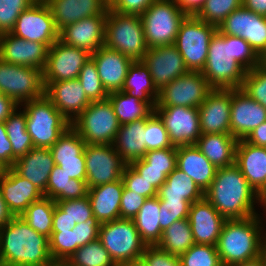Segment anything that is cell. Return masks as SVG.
<instances>
[{
	"label": "cell",
	"instance_id": "836d02e7",
	"mask_svg": "<svg viewBox=\"0 0 266 266\" xmlns=\"http://www.w3.org/2000/svg\"><path fill=\"white\" fill-rule=\"evenodd\" d=\"M121 91L147 103L153 110L156 107L159 91L153 83L150 71L143 61H134L128 69Z\"/></svg>",
	"mask_w": 266,
	"mask_h": 266
},
{
	"label": "cell",
	"instance_id": "d6986e66",
	"mask_svg": "<svg viewBox=\"0 0 266 266\" xmlns=\"http://www.w3.org/2000/svg\"><path fill=\"white\" fill-rule=\"evenodd\" d=\"M232 89H212L198 107L201 134L230 133Z\"/></svg>",
	"mask_w": 266,
	"mask_h": 266
},
{
	"label": "cell",
	"instance_id": "ffe728a7",
	"mask_svg": "<svg viewBox=\"0 0 266 266\" xmlns=\"http://www.w3.org/2000/svg\"><path fill=\"white\" fill-rule=\"evenodd\" d=\"M266 121V108L253 100L241 88L232 89L230 133L236 139H245Z\"/></svg>",
	"mask_w": 266,
	"mask_h": 266
},
{
	"label": "cell",
	"instance_id": "5bb4252c",
	"mask_svg": "<svg viewBox=\"0 0 266 266\" xmlns=\"http://www.w3.org/2000/svg\"><path fill=\"white\" fill-rule=\"evenodd\" d=\"M211 90L201 71H188L159 91L156 106L198 108Z\"/></svg>",
	"mask_w": 266,
	"mask_h": 266
},
{
	"label": "cell",
	"instance_id": "f5cc1de1",
	"mask_svg": "<svg viewBox=\"0 0 266 266\" xmlns=\"http://www.w3.org/2000/svg\"><path fill=\"white\" fill-rule=\"evenodd\" d=\"M191 203L187 200H160L159 224L163 232L173 222L187 219Z\"/></svg>",
	"mask_w": 266,
	"mask_h": 266
},
{
	"label": "cell",
	"instance_id": "52a82bcc",
	"mask_svg": "<svg viewBox=\"0 0 266 266\" xmlns=\"http://www.w3.org/2000/svg\"><path fill=\"white\" fill-rule=\"evenodd\" d=\"M186 17L174 0H155L140 15L148 48L174 44Z\"/></svg>",
	"mask_w": 266,
	"mask_h": 266
},
{
	"label": "cell",
	"instance_id": "4dcf8cb0",
	"mask_svg": "<svg viewBox=\"0 0 266 266\" xmlns=\"http://www.w3.org/2000/svg\"><path fill=\"white\" fill-rule=\"evenodd\" d=\"M176 167L187 174L203 192L211 185L217 170L195 145L177 147Z\"/></svg>",
	"mask_w": 266,
	"mask_h": 266
},
{
	"label": "cell",
	"instance_id": "e575fe53",
	"mask_svg": "<svg viewBox=\"0 0 266 266\" xmlns=\"http://www.w3.org/2000/svg\"><path fill=\"white\" fill-rule=\"evenodd\" d=\"M160 200H187L191 204L204 198V192L182 170L177 167L167 176L158 189Z\"/></svg>",
	"mask_w": 266,
	"mask_h": 266
},
{
	"label": "cell",
	"instance_id": "11a10c76",
	"mask_svg": "<svg viewBox=\"0 0 266 266\" xmlns=\"http://www.w3.org/2000/svg\"><path fill=\"white\" fill-rule=\"evenodd\" d=\"M55 202L56 205L66 213L67 217L72 221V223L77 224L85 222L87 219L94 216L88 196L81 199Z\"/></svg>",
	"mask_w": 266,
	"mask_h": 266
},
{
	"label": "cell",
	"instance_id": "ac0fdd59",
	"mask_svg": "<svg viewBox=\"0 0 266 266\" xmlns=\"http://www.w3.org/2000/svg\"><path fill=\"white\" fill-rule=\"evenodd\" d=\"M142 61L158 91L189 71L174 44L148 48Z\"/></svg>",
	"mask_w": 266,
	"mask_h": 266
},
{
	"label": "cell",
	"instance_id": "d6a6232c",
	"mask_svg": "<svg viewBox=\"0 0 266 266\" xmlns=\"http://www.w3.org/2000/svg\"><path fill=\"white\" fill-rule=\"evenodd\" d=\"M145 141V119H139L120 125L113 147L122 159L130 164L145 156L147 152Z\"/></svg>",
	"mask_w": 266,
	"mask_h": 266
},
{
	"label": "cell",
	"instance_id": "83f0119b",
	"mask_svg": "<svg viewBox=\"0 0 266 266\" xmlns=\"http://www.w3.org/2000/svg\"><path fill=\"white\" fill-rule=\"evenodd\" d=\"M235 165L257 193L266 186V147L238 140Z\"/></svg>",
	"mask_w": 266,
	"mask_h": 266
},
{
	"label": "cell",
	"instance_id": "ab89813d",
	"mask_svg": "<svg viewBox=\"0 0 266 266\" xmlns=\"http://www.w3.org/2000/svg\"><path fill=\"white\" fill-rule=\"evenodd\" d=\"M195 244L187 219L173 222L163 233L157 246L172 255L180 256Z\"/></svg>",
	"mask_w": 266,
	"mask_h": 266
},
{
	"label": "cell",
	"instance_id": "8992f818",
	"mask_svg": "<svg viewBox=\"0 0 266 266\" xmlns=\"http://www.w3.org/2000/svg\"><path fill=\"white\" fill-rule=\"evenodd\" d=\"M98 239L117 266L140 260L147 246L142 241L133 219L118 218L102 223Z\"/></svg>",
	"mask_w": 266,
	"mask_h": 266
},
{
	"label": "cell",
	"instance_id": "b9fcfbb0",
	"mask_svg": "<svg viewBox=\"0 0 266 266\" xmlns=\"http://www.w3.org/2000/svg\"><path fill=\"white\" fill-rule=\"evenodd\" d=\"M260 64L263 66H266V50L264 53L260 56Z\"/></svg>",
	"mask_w": 266,
	"mask_h": 266
},
{
	"label": "cell",
	"instance_id": "ee69618b",
	"mask_svg": "<svg viewBox=\"0 0 266 266\" xmlns=\"http://www.w3.org/2000/svg\"><path fill=\"white\" fill-rule=\"evenodd\" d=\"M225 46L226 57L235 60L246 71L260 64V57L243 38L225 35Z\"/></svg>",
	"mask_w": 266,
	"mask_h": 266
},
{
	"label": "cell",
	"instance_id": "6125c7cd",
	"mask_svg": "<svg viewBox=\"0 0 266 266\" xmlns=\"http://www.w3.org/2000/svg\"><path fill=\"white\" fill-rule=\"evenodd\" d=\"M130 165L138 172V174L146 179L157 190L165 183L167 176L165 169L145 168V159L135 160Z\"/></svg>",
	"mask_w": 266,
	"mask_h": 266
},
{
	"label": "cell",
	"instance_id": "cb8c5ba5",
	"mask_svg": "<svg viewBox=\"0 0 266 266\" xmlns=\"http://www.w3.org/2000/svg\"><path fill=\"white\" fill-rule=\"evenodd\" d=\"M188 220L195 244L216 246L226 219L205 198L190 205Z\"/></svg>",
	"mask_w": 266,
	"mask_h": 266
},
{
	"label": "cell",
	"instance_id": "db71d44e",
	"mask_svg": "<svg viewBox=\"0 0 266 266\" xmlns=\"http://www.w3.org/2000/svg\"><path fill=\"white\" fill-rule=\"evenodd\" d=\"M145 168L165 169L168 176L177 165V148L150 150L145 153Z\"/></svg>",
	"mask_w": 266,
	"mask_h": 266
},
{
	"label": "cell",
	"instance_id": "7bdbcfd3",
	"mask_svg": "<svg viewBox=\"0 0 266 266\" xmlns=\"http://www.w3.org/2000/svg\"><path fill=\"white\" fill-rule=\"evenodd\" d=\"M85 146L81 136L70 126L50 148L54 164H60V160L78 159Z\"/></svg>",
	"mask_w": 266,
	"mask_h": 266
},
{
	"label": "cell",
	"instance_id": "7a4b0ae2",
	"mask_svg": "<svg viewBox=\"0 0 266 266\" xmlns=\"http://www.w3.org/2000/svg\"><path fill=\"white\" fill-rule=\"evenodd\" d=\"M49 238L36 232L20 216L0 229V265L51 266Z\"/></svg>",
	"mask_w": 266,
	"mask_h": 266
},
{
	"label": "cell",
	"instance_id": "2644e50d",
	"mask_svg": "<svg viewBox=\"0 0 266 266\" xmlns=\"http://www.w3.org/2000/svg\"><path fill=\"white\" fill-rule=\"evenodd\" d=\"M243 6L256 14L266 16V0H243Z\"/></svg>",
	"mask_w": 266,
	"mask_h": 266
},
{
	"label": "cell",
	"instance_id": "9c48e42d",
	"mask_svg": "<svg viewBox=\"0 0 266 266\" xmlns=\"http://www.w3.org/2000/svg\"><path fill=\"white\" fill-rule=\"evenodd\" d=\"M217 27L196 16H187L181 23L174 45L189 71H202L208 56L209 42Z\"/></svg>",
	"mask_w": 266,
	"mask_h": 266
},
{
	"label": "cell",
	"instance_id": "8c879c8a",
	"mask_svg": "<svg viewBox=\"0 0 266 266\" xmlns=\"http://www.w3.org/2000/svg\"><path fill=\"white\" fill-rule=\"evenodd\" d=\"M14 216L12 213L9 211L2 193L0 191V229L7 223L9 222Z\"/></svg>",
	"mask_w": 266,
	"mask_h": 266
},
{
	"label": "cell",
	"instance_id": "b9f144b4",
	"mask_svg": "<svg viewBox=\"0 0 266 266\" xmlns=\"http://www.w3.org/2000/svg\"><path fill=\"white\" fill-rule=\"evenodd\" d=\"M64 264L66 266H117L99 239L79 247Z\"/></svg>",
	"mask_w": 266,
	"mask_h": 266
},
{
	"label": "cell",
	"instance_id": "979ff035",
	"mask_svg": "<svg viewBox=\"0 0 266 266\" xmlns=\"http://www.w3.org/2000/svg\"><path fill=\"white\" fill-rule=\"evenodd\" d=\"M264 235H265V248L264 249L266 250V233Z\"/></svg>",
	"mask_w": 266,
	"mask_h": 266
},
{
	"label": "cell",
	"instance_id": "d4e9b609",
	"mask_svg": "<svg viewBox=\"0 0 266 266\" xmlns=\"http://www.w3.org/2000/svg\"><path fill=\"white\" fill-rule=\"evenodd\" d=\"M96 65L101 82L108 93L121 91L129 67L134 62L117 50L101 46L90 57Z\"/></svg>",
	"mask_w": 266,
	"mask_h": 266
},
{
	"label": "cell",
	"instance_id": "4fadbf2b",
	"mask_svg": "<svg viewBox=\"0 0 266 266\" xmlns=\"http://www.w3.org/2000/svg\"><path fill=\"white\" fill-rule=\"evenodd\" d=\"M84 154L88 189L122 178L127 163L113 144H86Z\"/></svg>",
	"mask_w": 266,
	"mask_h": 266
},
{
	"label": "cell",
	"instance_id": "a7ac6f4b",
	"mask_svg": "<svg viewBox=\"0 0 266 266\" xmlns=\"http://www.w3.org/2000/svg\"><path fill=\"white\" fill-rule=\"evenodd\" d=\"M19 106L13 99L0 93V121L4 122Z\"/></svg>",
	"mask_w": 266,
	"mask_h": 266
},
{
	"label": "cell",
	"instance_id": "3957f363",
	"mask_svg": "<svg viewBox=\"0 0 266 266\" xmlns=\"http://www.w3.org/2000/svg\"><path fill=\"white\" fill-rule=\"evenodd\" d=\"M259 215L243 219H226L216 249L225 266L255 259L263 254L265 235Z\"/></svg>",
	"mask_w": 266,
	"mask_h": 266
},
{
	"label": "cell",
	"instance_id": "003e7915",
	"mask_svg": "<svg viewBox=\"0 0 266 266\" xmlns=\"http://www.w3.org/2000/svg\"><path fill=\"white\" fill-rule=\"evenodd\" d=\"M75 225L76 223H72V221L67 217L66 213L57 205H55L52 230H70L73 229Z\"/></svg>",
	"mask_w": 266,
	"mask_h": 266
},
{
	"label": "cell",
	"instance_id": "bcb514c9",
	"mask_svg": "<svg viewBox=\"0 0 266 266\" xmlns=\"http://www.w3.org/2000/svg\"><path fill=\"white\" fill-rule=\"evenodd\" d=\"M242 5L243 0H206L196 17L218 28L230 13Z\"/></svg>",
	"mask_w": 266,
	"mask_h": 266
},
{
	"label": "cell",
	"instance_id": "34e18365",
	"mask_svg": "<svg viewBox=\"0 0 266 266\" xmlns=\"http://www.w3.org/2000/svg\"><path fill=\"white\" fill-rule=\"evenodd\" d=\"M119 266H147V265L144 263L142 259H140L132 262L123 263Z\"/></svg>",
	"mask_w": 266,
	"mask_h": 266
},
{
	"label": "cell",
	"instance_id": "60d3db41",
	"mask_svg": "<svg viewBox=\"0 0 266 266\" xmlns=\"http://www.w3.org/2000/svg\"><path fill=\"white\" fill-rule=\"evenodd\" d=\"M55 205L56 202L53 199L44 196L40 200L32 202L20 217L36 232L50 238Z\"/></svg>",
	"mask_w": 266,
	"mask_h": 266
},
{
	"label": "cell",
	"instance_id": "c3c4849f",
	"mask_svg": "<svg viewBox=\"0 0 266 266\" xmlns=\"http://www.w3.org/2000/svg\"><path fill=\"white\" fill-rule=\"evenodd\" d=\"M181 266H221L216 246L194 244L179 256Z\"/></svg>",
	"mask_w": 266,
	"mask_h": 266
},
{
	"label": "cell",
	"instance_id": "09005b40",
	"mask_svg": "<svg viewBox=\"0 0 266 266\" xmlns=\"http://www.w3.org/2000/svg\"><path fill=\"white\" fill-rule=\"evenodd\" d=\"M51 266H66L64 263H53Z\"/></svg>",
	"mask_w": 266,
	"mask_h": 266
},
{
	"label": "cell",
	"instance_id": "74e56055",
	"mask_svg": "<svg viewBox=\"0 0 266 266\" xmlns=\"http://www.w3.org/2000/svg\"><path fill=\"white\" fill-rule=\"evenodd\" d=\"M108 99L120 124L148 118L154 110L145 102L135 98L125 91L109 93Z\"/></svg>",
	"mask_w": 266,
	"mask_h": 266
},
{
	"label": "cell",
	"instance_id": "603a6c76",
	"mask_svg": "<svg viewBox=\"0 0 266 266\" xmlns=\"http://www.w3.org/2000/svg\"><path fill=\"white\" fill-rule=\"evenodd\" d=\"M106 17L107 15H96L72 23L59 32V40L92 54L104 46Z\"/></svg>",
	"mask_w": 266,
	"mask_h": 266
},
{
	"label": "cell",
	"instance_id": "2a66077c",
	"mask_svg": "<svg viewBox=\"0 0 266 266\" xmlns=\"http://www.w3.org/2000/svg\"><path fill=\"white\" fill-rule=\"evenodd\" d=\"M8 168H9V167H8L4 162H2V161L0 160V178H1L3 175L6 174Z\"/></svg>",
	"mask_w": 266,
	"mask_h": 266
},
{
	"label": "cell",
	"instance_id": "680465c9",
	"mask_svg": "<svg viewBox=\"0 0 266 266\" xmlns=\"http://www.w3.org/2000/svg\"><path fill=\"white\" fill-rule=\"evenodd\" d=\"M101 223L95 216L87 219L85 222L77 223L75 227L76 250L89 242L98 239Z\"/></svg>",
	"mask_w": 266,
	"mask_h": 266
},
{
	"label": "cell",
	"instance_id": "ba28073f",
	"mask_svg": "<svg viewBox=\"0 0 266 266\" xmlns=\"http://www.w3.org/2000/svg\"><path fill=\"white\" fill-rule=\"evenodd\" d=\"M120 123L109 99L91 102L71 127L86 144H113Z\"/></svg>",
	"mask_w": 266,
	"mask_h": 266
},
{
	"label": "cell",
	"instance_id": "5b68a950",
	"mask_svg": "<svg viewBox=\"0 0 266 266\" xmlns=\"http://www.w3.org/2000/svg\"><path fill=\"white\" fill-rule=\"evenodd\" d=\"M104 45L133 61H142L148 46L140 16L121 14L108 7Z\"/></svg>",
	"mask_w": 266,
	"mask_h": 266
},
{
	"label": "cell",
	"instance_id": "277c9868",
	"mask_svg": "<svg viewBox=\"0 0 266 266\" xmlns=\"http://www.w3.org/2000/svg\"><path fill=\"white\" fill-rule=\"evenodd\" d=\"M27 132L35 148H51L58 138L71 126L70 122L44 95L24 102Z\"/></svg>",
	"mask_w": 266,
	"mask_h": 266
},
{
	"label": "cell",
	"instance_id": "816d5d0a",
	"mask_svg": "<svg viewBox=\"0 0 266 266\" xmlns=\"http://www.w3.org/2000/svg\"><path fill=\"white\" fill-rule=\"evenodd\" d=\"M36 0H0V34L10 32L20 14Z\"/></svg>",
	"mask_w": 266,
	"mask_h": 266
},
{
	"label": "cell",
	"instance_id": "11e5206c",
	"mask_svg": "<svg viewBox=\"0 0 266 266\" xmlns=\"http://www.w3.org/2000/svg\"><path fill=\"white\" fill-rule=\"evenodd\" d=\"M260 201L262 202L261 207L266 205V186L258 193Z\"/></svg>",
	"mask_w": 266,
	"mask_h": 266
},
{
	"label": "cell",
	"instance_id": "e7e4bbea",
	"mask_svg": "<svg viewBox=\"0 0 266 266\" xmlns=\"http://www.w3.org/2000/svg\"><path fill=\"white\" fill-rule=\"evenodd\" d=\"M0 160L12 167V144L9 141L5 124L0 121Z\"/></svg>",
	"mask_w": 266,
	"mask_h": 266
},
{
	"label": "cell",
	"instance_id": "89a4df30",
	"mask_svg": "<svg viewBox=\"0 0 266 266\" xmlns=\"http://www.w3.org/2000/svg\"><path fill=\"white\" fill-rule=\"evenodd\" d=\"M245 140L255 146L266 147V121L255 128Z\"/></svg>",
	"mask_w": 266,
	"mask_h": 266
},
{
	"label": "cell",
	"instance_id": "8fae6325",
	"mask_svg": "<svg viewBox=\"0 0 266 266\" xmlns=\"http://www.w3.org/2000/svg\"><path fill=\"white\" fill-rule=\"evenodd\" d=\"M0 93L18 105L45 95L43 71L38 68L15 65L0 58Z\"/></svg>",
	"mask_w": 266,
	"mask_h": 266
},
{
	"label": "cell",
	"instance_id": "94428289",
	"mask_svg": "<svg viewBox=\"0 0 266 266\" xmlns=\"http://www.w3.org/2000/svg\"><path fill=\"white\" fill-rule=\"evenodd\" d=\"M155 0H109V8L121 14L141 15Z\"/></svg>",
	"mask_w": 266,
	"mask_h": 266
},
{
	"label": "cell",
	"instance_id": "9a60e30c",
	"mask_svg": "<svg viewBox=\"0 0 266 266\" xmlns=\"http://www.w3.org/2000/svg\"><path fill=\"white\" fill-rule=\"evenodd\" d=\"M173 146L195 145L201 136L198 108L185 106H156Z\"/></svg>",
	"mask_w": 266,
	"mask_h": 266
},
{
	"label": "cell",
	"instance_id": "753ad0ef",
	"mask_svg": "<svg viewBox=\"0 0 266 266\" xmlns=\"http://www.w3.org/2000/svg\"><path fill=\"white\" fill-rule=\"evenodd\" d=\"M233 266H266L265 249H264L263 254L260 255L259 257L252 259V260L238 263Z\"/></svg>",
	"mask_w": 266,
	"mask_h": 266
},
{
	"label": "cell",
	"instance_id": "f907efd6",
	"mask_svg": "<svg viewBox=\"0 0 266 266\" xmlns=\"http://www.w3.org/2000/svg\"><path fill=\"white\" fill-rule=\"evenodd\" d=\"M241 89L266 108V66L259 64L246 71Z\"/></svg>",
	"mask_w": 266,
	"mask_h": 266
},
{
	"label": "cell",
	"instance_id": "03108f58",
	"mask_svg": "<svg viewBox=\"0 0 266 266\" xmlns=\"http://www.w3.org/2000/svg\"><path fill=\"white\" fill-rule=\"evenodd\" d=\"M176 6L186 16H197L206 0H174Z\"/></svg>",
	"mask_w": 266,
	"mask_h": 266
},
{
	"label": "cell",
	"instance_id": "484cf974",
	"mask_svg": "<svg viewBox=\"0 0 266 266\" xmlns=\"http://www.w3.org/2000/svg\"><path fill=\"white\" fill-rule=\"evenodd\" d=\"M0 191L13 216H20L26 208L44 197V194L29 180L8 168L0 178Z\"/></svg>",
	"mask_w": 266,
	"mask_h": 266
},
{
	"label": "cell",
	"instance_id": "f1b7e54d",
	"mask_svg": "<svg viewBox=\"0 0 266 266\" xmlns=\"http://www.w3.org/2000/svg\"><path fill=\"white\" fill-rule=\"evenodd\" d=\"M55 166L50 148H32L11 167L19 176L26 178L44 195L50 172Z\"/></svg>",
	"mask_w": 266,
	"mask_h": 266
},
{
	"label": "cell",
	"instance_id": "e0dca14e",
	"mask_svg": "<svg viewBox=\"0 0 266 266\" xmlns=\"http://www.w3.org/2000/svg\"><path fill=\"white\" fill-rule=\"evenodd\" d=\"M91 53L57 40L47 52V63L43 70V82H59L77 79Z\"/></svg>",
	"mask_w": 266,
	"mask_h": 266
},
{
	"label": "cell",
	"instance_id": "8d00e7d4",
	"mask_svg": "<svg viewBox=\"0 0 266 266\" xmlns=\"http://www.w3.org/2000/svg\"><path fill=\"white\" fill-rule=\"evenodd\" d=\"M159 210L160 199L157 196L148 198L133 218L136 229L147 246L157 245L161 240L163 232L159 224Z\"/></svg>",
	"mask_w": 266,
	"mask_h": 266
},
{
	"label": "cell",
	"instance_id": "9f6ffc18",
	"mask_svg": "<svg viewBox=\"0 0 266 266\" xmlns=\"http://www.w3.org/2000/svg\"><path fill=\"white\" fill-rule=\"evenodd\" d=\"M122 180L128 190L146 199L157 196L158 190L146 179L142 178L130 164L126 165L122 174Z\"/></svg>",
	"mask_w": 266,
	"mask_h": 266
},
{
	"label": "cell",
	"instance_id": "6da1fadb",
	"mask_svg": "<svg viewBox=\"0 0 266 266\" xmlns=\"http://www.w3.org/2000/svg\"><path fill=\"white\" fill-rule=\"evenodd\" d=\"M204 198L225 219H243L257 215L254 204H262L259 194L235 164L217 168L215 178L204 191Z\"/></svg>",
	"mask_w": 266,
	"mask_h": 266
},
{
	"label": "cell",
	"instance_id": "30bf717a",
	"mask_svg": "<svg viewBox=\"0 0 266 266\" xmlns=\"http://www.w3.org/2000/svg\"><path fill=\"white\" fill-rule=\"evenodd\" d=\"M225 47V35L217 30L209 42L206 64L201 73L212 89L241 88L246 70L226 57Z\"/></svg>",
	"mask_w": 266,
	"mask_h": 266
},
{
	"label": "cell",
	"instance_id": "7402d4cb",
	"mask_svg": "<svg viewBox=\"0 0 266 266\" xmlns=\"http://www.w3.org/2000/svg\"><path fill=\"white\" fill-rule=\"evenodd\" d=\"M45 96L72 124L91 103L78 79L44 82Z\"/></svg>",
	"mask_w": 266,
	"mask_h": 266
},
{
	"label": "cell",
	"instance_id": "f35d334b",
	"mask_svg": "<svg viewBox=\"0 0 266 266\" xmlns=\"http://www.w3.org/2000/svg\"><path fill=\"white\" fill-rule=\"evenodd\" d=\"M15 110L5 121V128L12 144V166L14 162L25 156L34 144L31 136L27 132L26 114L24 111Z\"/></svg>",
	"mask_w": 266,
	"mask_h": 266
},
{
	"label": "cell",
	"instance_id": "6f0895ef",
	"mask_svg": "<svg viewBox=\"0 0 266 266\" xmlns=\"http://www.w3.org/2000/svg\"><path fill=\"white\" fill-rule=\"evenodd\" d=\"M147 266H181L179 256L159 248L146 246L141 258Z\"/></svg>",
	"mask_w": 266,
	"mask_h": 266
},
{
	"label": "cell",
	"instance_id": "f6af8a7d",
	"mask_svg": "<svg viewBox=\"0 0 266 266\" xmlns=\"http://www.w3.org/2000/svg\"><path fill=\"white\" fill-rule=\"evenodd\" d=\"M49 251L54 263H65L76 251L75 227L70 230H52Z\"/></svg>",
	"mask_w": 266,
	"mask_h": 266
},
{
	"label": "cell",
	"instance_id": "7c38bea8",
	"mask_svg": "<svg viewBox=\"0 0 266 266\" xmlns=\"http://www.w3.org/2000/svg\"><path fill=\"white\" fill-rule=\"evenodd\" d=\"M10 33L28 41L43 43L48 48L59 40L51 9L44 0H36L23 11Z\"/></svg>",
	"mask_w": 266,
	"mask_h": 266
},
{
	"label": "cell",
	"instance_id": "1f68e13d",
	"mask_svg": "<svg viewBox=\"0 0 266 266\" xmlns=\"http://www.w3.org/2000/svg\"><path fill=\"white\" fill-rule=\"evenodd\" d=\"M238 139L231 134H201L195 146L216 167L223 168L235 164Z\"/></svg>",
	"mask_w": 266,
	"mask_h": 266
},
{
	"label": "cell",
	"instance_id": "f546056e",
	"mask_svg": "<svg viewBox=\"0 0 266 266\" xmlns=\"http://www.w3.org/2000/svg\"><path fill=\"white\" fill-rule=\"evenodd\" d=\"M124 190L122 178L88 190L93 215L102 224L120 218V200Z\"/></svg>",
	"mask_w": 266,
	"mask_h": 266
},
{
	"label": "cell",
	"instance_id": "681fc988",
	"mask_svg": "<svg viewBox=\"0 0 266 266\" xmlns=\"http://www.w3.org/2000/svg\"><path fill=\"white\" fill-rule=\"evenodd\" d=\"M146 150L177 148L170 142L169 135L159 116L153 112L145 119Z\"/></svg>",
	"mask_w": 266,
	"mask_h": 266
},
{
	"label": "cell",
	"instance_id": "4316f807",
	"mask_svg": "<svg viewBox=\"0 0 266 266\" xmlns=\"http://www.w3.org/2000/svg\"><path fill=\"white\" fill-rule=\"evenodd\" d=\"M51 9L56 28L60 32L66 26L81 19L107 15L108 0H44Z\"/></svg>",
	"mask_w": 266,
	"mask_h": 266
},
{
	"label": "cell",
	"instance_id": "be15d7a7",
	"mask_svg": "<svg viewBox=\"0 0 266 266\" xmlns=\"http://www.w3.org/2000/svg\"><path fill=\"white\" fill-rule=\"evenodd\" d=\"M58 165L70 179L86 180V162L84 152L78 159L60 160Z\"/></svg>",
	"mask_w": 266,
	"mask_h": 266
},
{
	"label": "cell",
	"instance_id": "7dc6e473",
	"mask_svg": "<svg viewBox=\"0 0 266 266\" xmlns=\"http://www.w3.org/2000/svg\"><path fill=\"white\" fill-rule=\"evenodd\" d=\"M77 79L80 81L87 98L91 102L108 98L109 93L104 88L95 62L91 58L84 64Z\"/></svg>",
	"mask_w": 266,
	"mask_h": 266
},
{
	"label": "cell",
	"instance_id": "d590c367",
	"mask_svg": "<svg viewBox=\"0 0 266 266\" xmlns=\"http://www.w3.org/2000/svg\"><path fill=\"white\" fill-rule=\"evenodd\" d=\"M86 180L70 179L58 165L50 172L46 194L54 201L81 199L88 196Z\"/></svg>",
	"mask_w": 266,
	"mask_h": 266
},
{
	"label": "cell",
	"instance_id": "91938a15",
	"mask_svg": "<svg viewBox=\"0 0 266 266\" xmlns=\"http://www.w3.org/2000/svg\"><path fill=\"white\" fill-rule=\"evenodd\" d=\"M145 200V197L128 190L124 186L120 200V218L133 219L137 215Z\"/></svg>",
	"mask_w": 266,
	"mask_h": 266
},
{
	"label": "cell",
	"instance_id": "44dd1931",
	"mask_svg": "<svg viewBox=\"0 0 266 266\" xmlns=\"http://www.w3.org/2000/svg\"><path fill=\"white\" fill-rule=\"evenodd\" d=\"M48 47L8 33L0 34V58L8 63L44 70Z\"/></svg>",
	"mask_w": 266,
	"mask_h": 266
},
{
	"label": "cell",
	"instance_id": "2e32d148",
	"mask_svg": "<svg viewBox=\"0 0 266 266\" xmlns=\"http://www.w3.org/2000/svg\"><path fill=\"white\" fill-rule=\"evenodd\" d=\"M217 30L224 35L243 38L259 57L266 50V16L256 14L243 5L230 13Z\"/></svg>",
	"mask_w": 266,
	"mask_h": 266
}]
</instances>
